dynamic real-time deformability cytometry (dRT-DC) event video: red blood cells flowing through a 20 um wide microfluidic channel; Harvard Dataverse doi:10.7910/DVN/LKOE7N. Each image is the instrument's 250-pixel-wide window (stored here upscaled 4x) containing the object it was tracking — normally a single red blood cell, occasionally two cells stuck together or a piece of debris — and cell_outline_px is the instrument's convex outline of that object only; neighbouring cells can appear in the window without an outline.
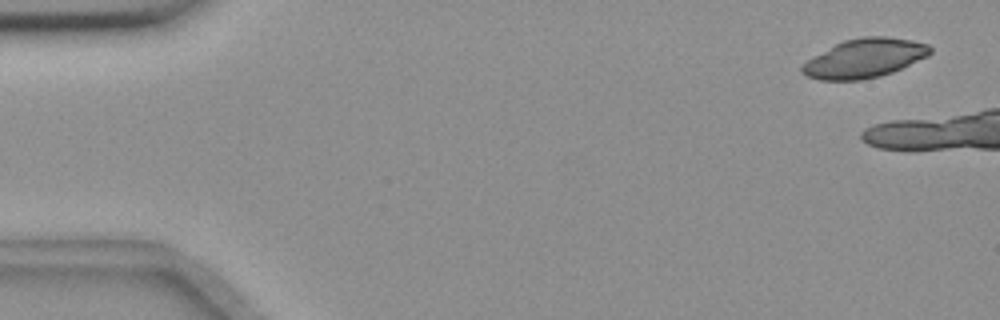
{"species": "common noctule bat (a hibernating species)", "species_latin": "Nyctalus noctula", "temperature_condition": "room temperature", "stored_images_in_passage": 8, "camera_frame_rate_fps": 3000, "um_per_image_px": 0.085, "animal": {"sex": "female", "body_mass_g": 18.4}, "frame": {"image": 1, "passage_image": 3, "time_ms": 0.667, "image_size_px": [1000, 320], "cell_outline_px": [[932, 52], [928, 56], [892, 72], [880, 76], [860, 80], [820, 80], [808, 76], [800, 72], [800, 68], [812, 56], [844, 40], [864, 36], [888, 36], [912, 40], [928, 44], [932, 48]], "centroid_in_image_um": [73.49, 4.94], "position_along_channel_um": 11.5, "area_um2": 29.07}}